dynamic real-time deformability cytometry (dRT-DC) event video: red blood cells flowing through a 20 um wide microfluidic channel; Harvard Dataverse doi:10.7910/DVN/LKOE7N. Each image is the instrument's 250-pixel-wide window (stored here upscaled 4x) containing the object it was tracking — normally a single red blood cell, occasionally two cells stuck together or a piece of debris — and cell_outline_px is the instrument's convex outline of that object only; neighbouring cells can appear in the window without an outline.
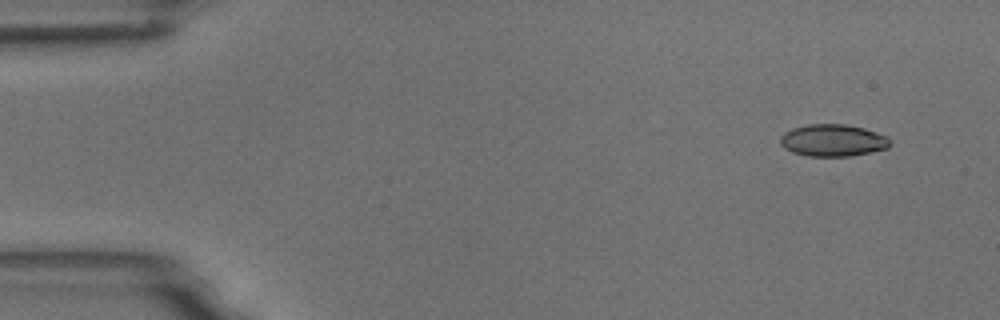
{"species": "common noctule bat (a hibernating species)", "species_latin": "Nyctalus noctula", "temperature_condition": "room temperature", "stored_images_in_passage": 5, "segment_of_instrument_passage": [1, 2], "camera_frame_rate_fps": 3000, "um_per_image_px": 0.085, "animal": {"sex": "male", "body_mass_g": 18.8}, "frame": {"image": 1, "passage_image": 1, "time_ms": 0.0, "image_size_px": [1000, 320], "cell_outline_px": [[892, 144], [888, 148], [852, 156], [808, 156], [792, 152], [784, 148], [780, 144], [780, 136], [784, 132], [792, 128], [808, 124], [844, 124], [864, 128], [888, 136], [892, 140]], "centroid_in_image_um": [70.81, 11.93], "position_along_channel_um": 14.2, "area_um2": 20.75}}